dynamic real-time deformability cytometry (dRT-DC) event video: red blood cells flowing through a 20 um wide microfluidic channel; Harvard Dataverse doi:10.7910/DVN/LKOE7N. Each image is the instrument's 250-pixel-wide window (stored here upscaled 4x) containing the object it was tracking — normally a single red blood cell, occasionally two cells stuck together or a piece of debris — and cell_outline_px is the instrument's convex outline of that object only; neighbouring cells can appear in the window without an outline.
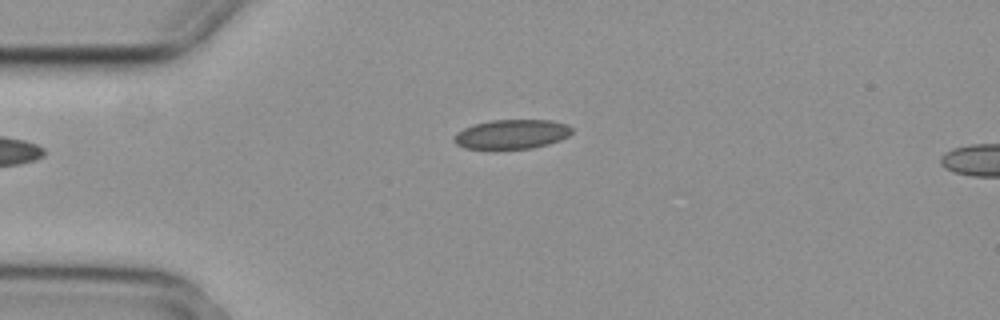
{"species": "common noctule bat (a hibernating species)", "species_latin": "Nyctalus noctula", "temperature_condition": "cold", "stored_images_in_passage": 2, "segment_of_instrument_passage": [1, 2], "camera_frame_rate_fps": 3000, "um_per_image_px": 0.085, "animal": {"sex": "female", "body_mass_g": 29.2, "forearm_length_mm": 56.3}, "frame": {"image": 1, "passage_image": 1, "time_ms": 0.0, "image_size_px": [1000, 320], "cell_outline_px": [[572, 132], [568, 136], [560, 140], [548, 144], [532, 148], [496, 152], [464, 148], [456, 144], [452, 140], [452, 136], [456, 132], [472, 124], [492, 120], [552, 120], [568, 124], [572, 128]], "centroid_in_image_um": [43.42, 11.45], "position_along_channel_um": 41.6, "area_um2": 21.21}}